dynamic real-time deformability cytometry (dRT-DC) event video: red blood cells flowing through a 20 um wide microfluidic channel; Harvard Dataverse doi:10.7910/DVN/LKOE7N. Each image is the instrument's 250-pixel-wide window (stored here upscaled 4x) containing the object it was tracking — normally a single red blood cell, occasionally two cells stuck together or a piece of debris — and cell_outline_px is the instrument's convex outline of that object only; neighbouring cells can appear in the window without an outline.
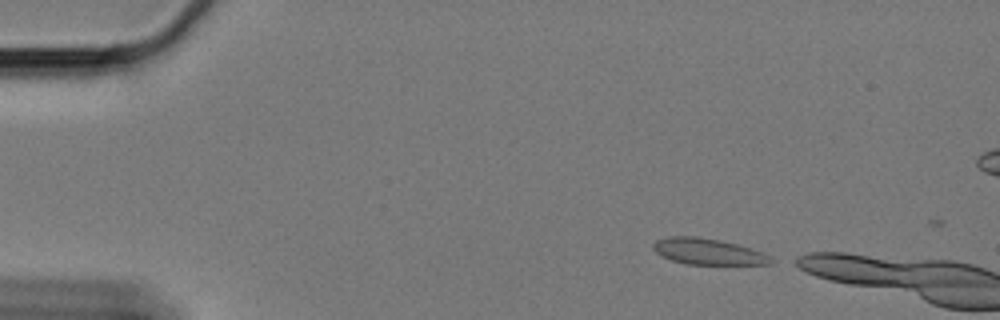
{"species": "Egyptian fruit bat (a non-hibernating species)", "species_latin": "Rousettus aegyptiacus", "temperature_condition": "cold", "stored_images_in_passage": 4, "camera_frame_rate_fps": 3000, "um_per_image_px": 0.085, "animal": {"sex": "female"}, "frame": {"image": 1, "passage_image": 1, "time_ms": 0.0, "image_size_px": [1000, 320], "cell_outline_px": [[772, 264], [688, 264], [672, 260], [656, 252], [652, 248], [652, 244], [656, 240], [672, 236], [696, 236], [736, 244], [760, 252], [768, 256], [772, 260]], "centroid_in_image_um": [60.12, 21.38], "position_along_channel_um": 24.9, "area_um2": 17.4}}